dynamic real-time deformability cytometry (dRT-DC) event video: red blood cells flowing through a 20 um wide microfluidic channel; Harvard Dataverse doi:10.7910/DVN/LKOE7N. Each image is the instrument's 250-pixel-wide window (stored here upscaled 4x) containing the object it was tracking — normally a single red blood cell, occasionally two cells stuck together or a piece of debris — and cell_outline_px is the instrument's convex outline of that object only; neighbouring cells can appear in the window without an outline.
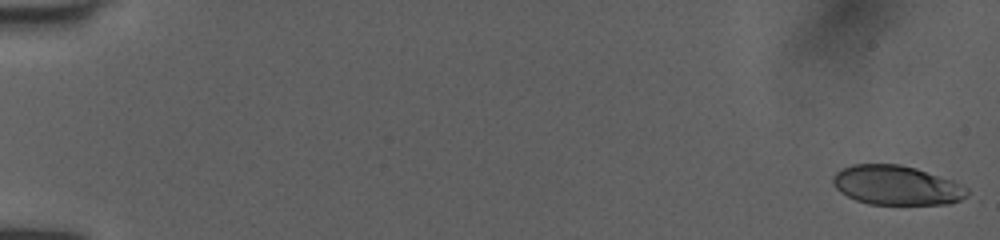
{"species": "human", "species_latin": "Homo sapiens", "temperature_condition": "room temperature", "stored_images_in_passage": 52, "camera_frame_rate_fps": 3000, "um_per_image_px": 0.085, "donor": {"sex": "female"}, "frame": {"image": 1, "passage_image": 1, "time_ms": 0.0, "image_size_px": [1000, 240], "cell_outline_px": [[968, 196], [960, 200], [948, 204], [868, 204], [856, 200], [840, 192], [832, 184], [832, 176], [836, 172], [852, 164], [900, 164], [916, 168], [952, 180], [968, 188]], "centroid_in_image_um": [76.2, 15.75], "position_along_channel_um": 8.8, "area_um2": 30.87}}
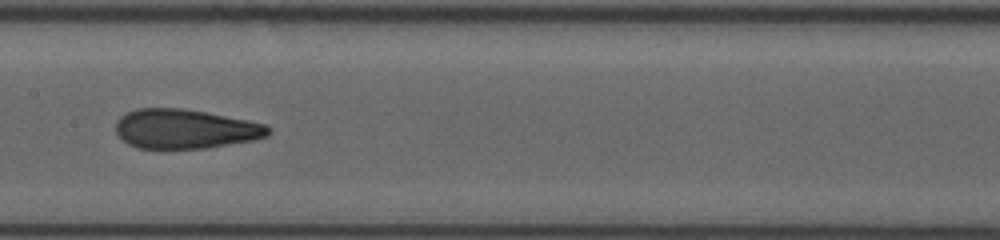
{"frame": {"image": 2, "passage_image": 28, "time_ms": 9.0, "image_size_px": [1000, 240], "cell_outline_px": [[272, 132], [268, 136], [256, 140], [204, 148], [136, 148], [128, 144], [116, 132], [116, 120], [124, 112], [136, 108], [180, 108], [204, 112], [248, 120], [264, 124], [272, 128]], "centroid_in_image_um": [15.74, 10.95], "position_along_channel_um": 191.7, "area_um2": 35.14}}
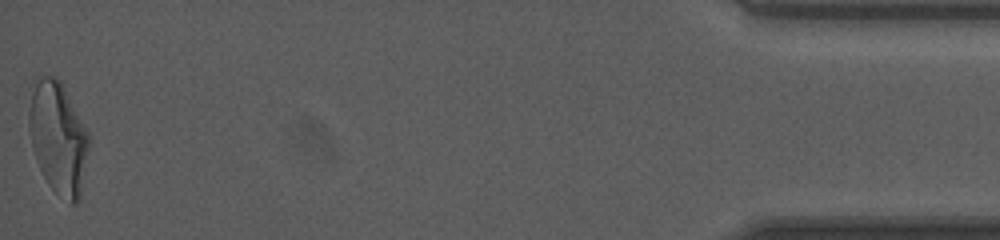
{"frame": {"image": 3, "passage_image": 52, "time_ms": 17.0, "image_size_px": [1000, 240], "cell_outline_px": [[88, 148], [80, 200], [76, 204], [72, 204], [56, 192], [48, 184], [36, 160], [28, 128], [28, 112], [32, 92], [36, 76], [56, 76], [60, 80], [88, 132]], "centroid_in_image_um": [4.93, 11.7], "position_along_channel_um": 430.3, "area_um2": 38.73}, "authors_computed_cell_mechanics": {"area_um2": 35.1135, "velocity_mm_per_s": 4.0477, "shape_relaxation_time_tau1_ms": 9.7175, "shape_relaxation_time_tau2_ms": 1.199, "deformation_change_tau1": 0.2961, "deformation_change_tau2": 0.0928}}